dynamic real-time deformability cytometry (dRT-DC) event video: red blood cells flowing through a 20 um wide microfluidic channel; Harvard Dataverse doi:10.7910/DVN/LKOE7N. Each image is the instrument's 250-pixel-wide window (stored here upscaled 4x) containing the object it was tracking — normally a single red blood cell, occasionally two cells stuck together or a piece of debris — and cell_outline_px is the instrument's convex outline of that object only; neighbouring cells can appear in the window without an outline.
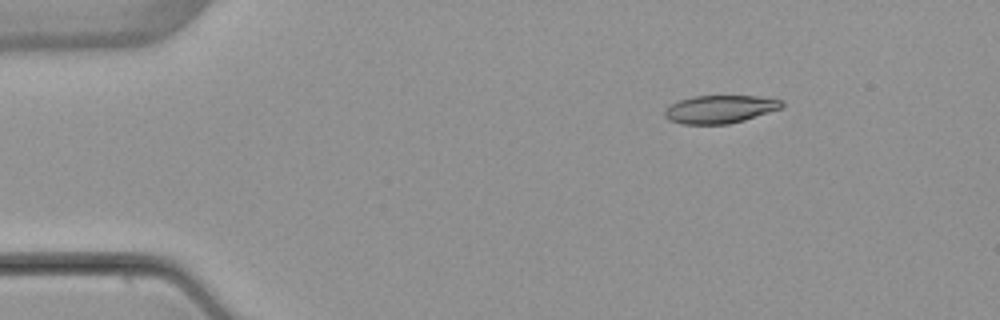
{"species": "common noctule bat (a hibernating species)", "species_latin": "Nyctalus noctula", "temperature_condition": "warm", "stored_images_in_passage": 4, "camera_frame_rate_fps": 3000, "um_per_image_px": 0.085, "animal": {"sex": "female", "body_mass_g": 22.7, "forearm_length_mm": 54.2}, "frame": {"image": 1, "passage_image": 2, "time_ms": 1.333, "image_size_px": [1000, 320], "cell_outline_px": [[784, 108], [744, 120], [728, 124], [680, 124], [668, 120], [664, 116], [664, 108], [680, 100], [692, 96], [760, 96], [784, 100]], "centroid_in_image_um": [61.22, 9.28], "position_along_channel_um": 23.8, "area_um2": 19.36}}